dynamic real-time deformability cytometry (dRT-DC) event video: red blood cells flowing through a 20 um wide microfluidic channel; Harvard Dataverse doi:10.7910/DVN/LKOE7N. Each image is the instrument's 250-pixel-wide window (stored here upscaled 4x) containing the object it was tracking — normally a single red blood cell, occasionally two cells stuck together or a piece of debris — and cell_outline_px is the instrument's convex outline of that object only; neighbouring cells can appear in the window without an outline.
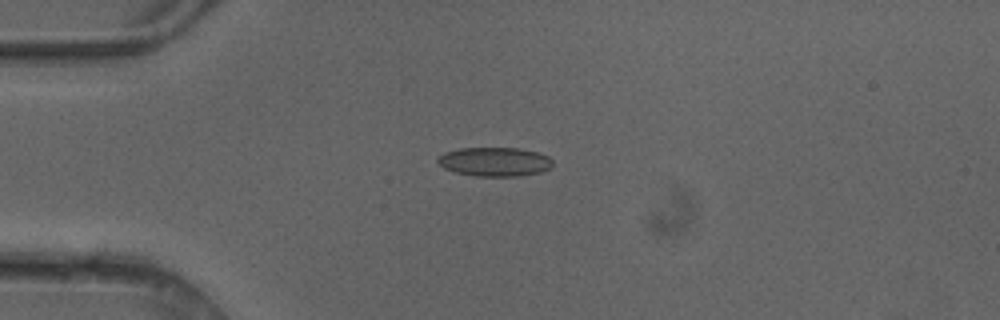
{"species": "common noctule bat (a hibernating species)", "species_latin": "Nyctalus noctula", "temperature_condition": "cold", "stored_images_in_passage": 6, "camera_frame_rate_fps": 3000, "um_per_image_px": 0.085, "animal": {"sex": "female"}, "frame": {"image": 1, "passage_image": 4, "time_ms": 1.0, "image_size_px": [1000, 320], "cell_outline_px": [[552, 164], [548, 168], [540, 172], [520, 176], [476, 176], [456, 172], [444, 168], [436, 160], [444, 152], [460, 148], [516, 148], [536, 152], [548, 156], [552, 160]], "centroid_in_image_um": [42.03, 13.75], "position_along_channel_um": 43.0, "area_um2": 19.25}}
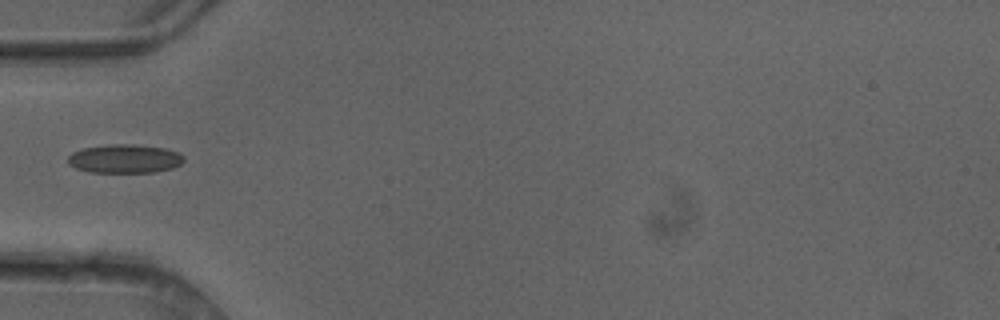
{"frame": {"image": 2, "passage_image": 5, "time_ms": 1.333, "image_size_px": [1000, 320], "cell_outline_px": [[184, 160], [180, 164], [172, 168], [156, 172], [92, 172], [76, 168], [68, 164], [68, 156], [72, 152], [84, 148], [108, 144], [132, 144], [164, 148], [180, 152], [184, 156]], "centroid_in_image_um": [10.61, 13.49], "position_along_channel_um": 74.4, "area_um2": 19.42}}
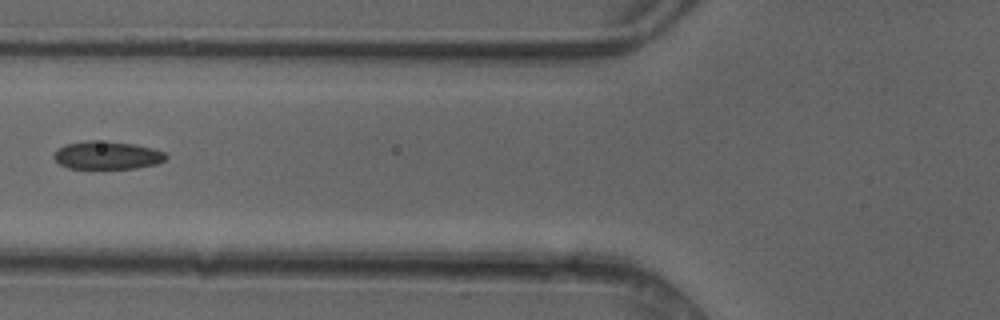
{"frame": {"image": 3, "passage_image": 6, "time_ms": 1.667, "image_size_px": [1000, 320], "cell_outline_px": [[168, 156], [164, 160], [156, 164], [136, 168], [68, 168], [60, 164], [52, 156], [60, 148], [68, 144], [84, 140], [96, 140], [136, 144], [152, 148], [164, 152]], "centroid_in_image_um": [9.12, 13.19], "position_along_channel_um": 116.7, "area_um2": 18.15}}